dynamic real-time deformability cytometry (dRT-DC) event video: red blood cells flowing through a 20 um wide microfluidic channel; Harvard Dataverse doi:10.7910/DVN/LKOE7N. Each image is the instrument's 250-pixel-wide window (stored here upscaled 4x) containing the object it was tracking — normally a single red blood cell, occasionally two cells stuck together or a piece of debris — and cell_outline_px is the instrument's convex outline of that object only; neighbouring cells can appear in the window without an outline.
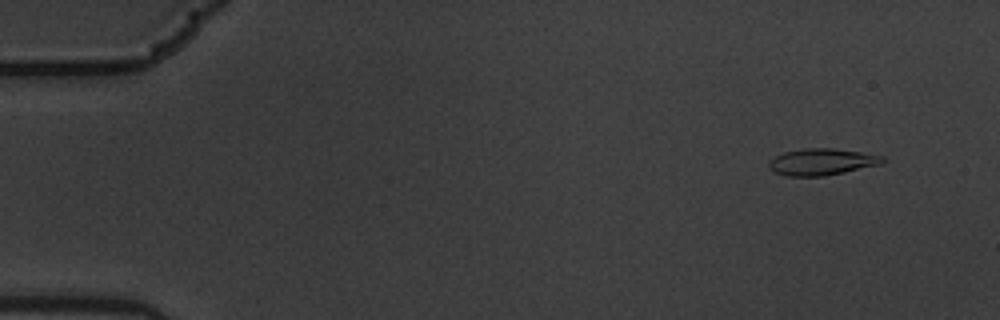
{"species": "common noctule bat (a hibernating species)", "species_latin": "Nyctalus noctula", "temperature_condition": "warm", "stored_images_in_passage": 7, "camera_frame_rate_fps": 3000, "um_per_image_px": 0.085, "animal": {"sex": "male", "body_mass_g": 19.5, "forearm_length_mm": 54.6}, "frame": {"image": 1, "passage_image": 2, "time_ms": 0.333, "image_size_px": [1000, 320], "cell_outline_px": [[884, 160], [880, 164], [844, 172], [824, 176], [784, 176], [772, 172], [768, 168], [768, 160], [784, 152], [804, 148], [832, 148], [860, 152], [884, 156]], "centroid_in_image_um": [69.78, 13.76], "position_along_channel_um": 15.2, "area_um2": 17.69}}
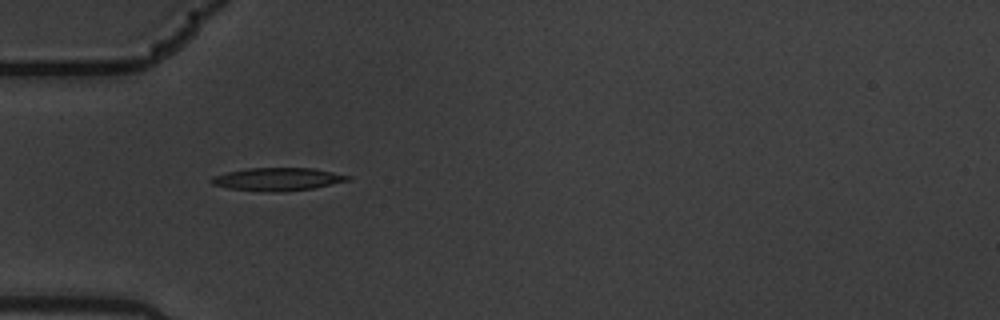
{"frame": {"image": 2, "passage_image": 6, "time_ms": 1.667, "image_size_px": [1000, 320], "cell_outline_px": [[352, 176], [348, 180], [332, 184], [312, 188], [284, 192], [272, 192], [228, 188], [212, 184], [208, 180], [212, 176], [228, 172], [248, 168], [312, 168]], "centroid_in_image_um": [23.56, 15.23], "position_along_channel_um": 61.4, "area_um2": 18.09}}
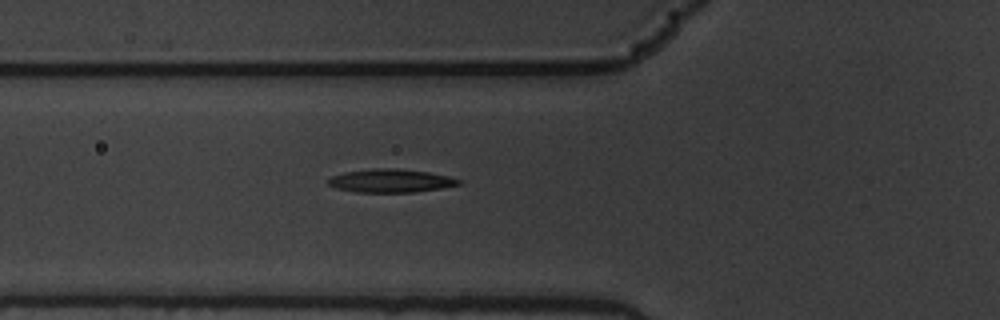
{"frame": {"image": 3, "passage_image": 7, "time_ms": 2.0, "image_size_px": [1000, 320], "cell_outline_px": [[464, 180], [460, 184], [440, 188], [412, 192], [356, 192], [336, 188], [328, 184], [328, 180], [332, 176], [344, 172], [372, 168], [396, 168], [428, 172], [448, 176]], "centroid_in_image_um": [33.21, 15.35], "position_along_channel_um": 92.6, "area_um2": 17.69}}